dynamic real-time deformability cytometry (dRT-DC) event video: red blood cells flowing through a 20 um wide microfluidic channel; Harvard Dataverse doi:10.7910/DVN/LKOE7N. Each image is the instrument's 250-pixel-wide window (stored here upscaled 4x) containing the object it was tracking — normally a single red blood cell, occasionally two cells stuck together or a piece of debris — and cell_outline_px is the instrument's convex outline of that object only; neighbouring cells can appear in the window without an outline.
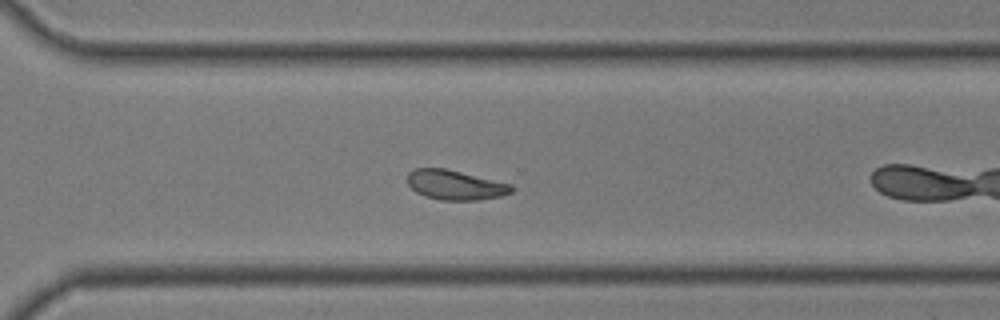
{"species": "common noctule bat (a hibernating species)", "species_latin": "Nyctalus noctula", "temperature_condition": "room temperature", "stored_images_in_passage": 31, "camera_frame_rate_fps": 3000, "um_per_image_px": 0.085, "animal": {"sex": "male", "body_mass_g": 19.0, "forearm_length_mm": 50.8}, "frame": {"image": 1, "passage_image": 18, "time_ms": 5.667, "image_size_px": [1000, 320], "cell_outline_px": [[516, 188], [512, 192], [500, 196], [480, 200], [440, 200], [424, 196], [416, 192], [408, 184], [408, 172], [416, 168], [444, 168], [512, 184]], "centroid_in_image_um": [38.71, 15.73], "position_along_channel_um": 331.9, "area_um2": 18.03}}
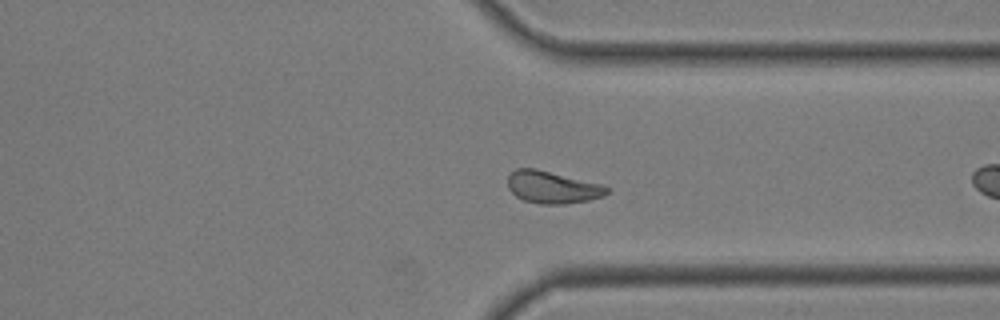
{"frame": {"image": 2, "passage_image": 20, "time_ms": 6.333, "image_size_px": [1000, 320], "cell_outline_px": [[608, 192], [604, 196], [588, 200], [564, 204], [540, 204], [524, 200], [516, 196], [508, 188], [508, 176], [516, 168], [536, 168], [604, 184], [608, 188]], "centroid_in_image_um": [46.97, 15.91], "position_along_channel_um": 364.4, "area_um2": 18.73}}